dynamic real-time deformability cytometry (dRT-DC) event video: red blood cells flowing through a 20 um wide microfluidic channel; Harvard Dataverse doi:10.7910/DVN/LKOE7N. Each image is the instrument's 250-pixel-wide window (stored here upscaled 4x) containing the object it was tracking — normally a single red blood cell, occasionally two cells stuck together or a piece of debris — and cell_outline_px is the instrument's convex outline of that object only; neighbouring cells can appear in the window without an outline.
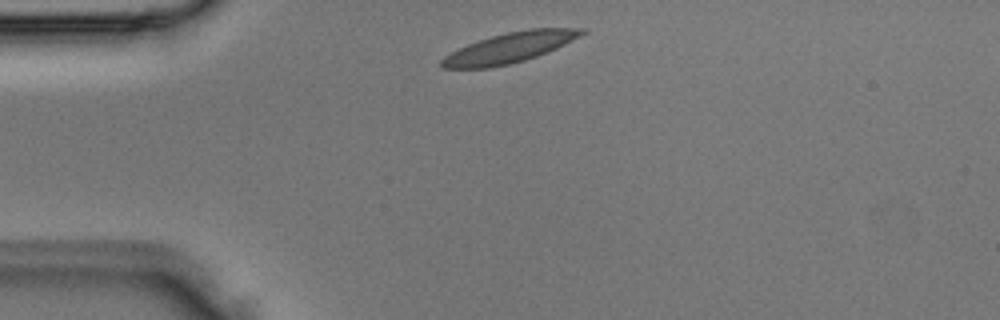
{"species": "Egyptian fruit bat (a non-hibernating species)", "species_latin": "Rousettus aegyptiacus", "temperature_condition": "room temperature", "stored_images_in_passage": 1, "camera_frame_rate_fps": 3000, "um_per_image_px": 0.085, "animal": {"sex": "male"}, "frame": {"image": 1, "passage_image": 1, "time_ms": 0.0, "image_size_px": [1000, 320], "cell_outline_px": [[584, 32], [580, 36], [556, 48], [536, 56], [524, 60], [508, 64], [488, 68], [444, 68], [440, 64], [440, 60], [444, 56], [468, 44], [492, 36], [508, 32], [528, 28], [584, 28]], "centroid_in_image_um": [43.3, 4.05], "position_along_channel_um": 41.7, "area_um2": 24.16}}